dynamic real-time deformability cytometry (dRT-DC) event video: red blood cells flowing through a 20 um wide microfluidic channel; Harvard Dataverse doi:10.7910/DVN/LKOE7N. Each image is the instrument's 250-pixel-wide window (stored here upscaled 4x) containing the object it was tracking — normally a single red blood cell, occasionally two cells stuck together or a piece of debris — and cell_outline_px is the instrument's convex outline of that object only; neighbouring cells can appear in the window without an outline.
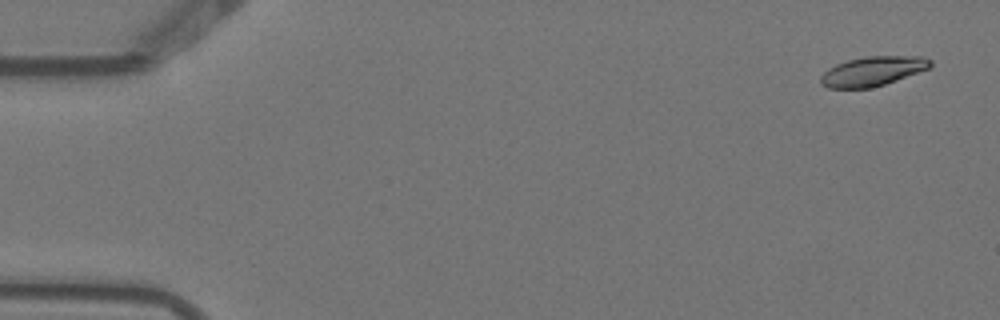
{"species": "Egyptian fruit bat (a non-hibernating species)", "species_latin": "Rousettus aegyptiacus", "temperature_condition": "warm", "stored_images_in_passage": 5, "camera_frame_rate_fps": 3000, "um_per_image_px": 0.085, "animal": {"sex": "female"}, "frame": {"image": 1, "passage_image": 1, "time_ms": 0.0, "image_size_px": [1000, 320], "cell_outline_px": [[932, 64], [928, 68], [896, 80], [872, 88], [828, 88], [820, 84], [820, 76], [828, 68], [836, 64], [848, 60], [868, 56], [924, 56], [932, 60]], "centroid_in_image_um": [74.15, 6.05], "position_along_channel_um": 10.8, "area_um2": 18.79}}
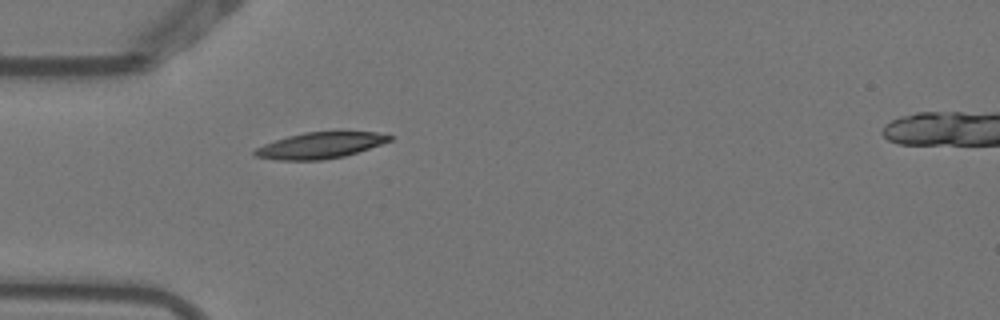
{"frame": {"image": 2, "passage_image": 5, "time_ms": 1.333, "image_size_px": [1000, 320], "cell_outline_px": [[392, 140], [344, 156], [320, 160], [280, 160], [256, 156], [252, 152], [256, 148], [264, 144], [288, 136], [304, 132], [376, 132], [392, 136]], "centroid_in_image_um": [27.19, 12.36], "position_along_channel_um": 57.8, "area_um2": 20.11}}